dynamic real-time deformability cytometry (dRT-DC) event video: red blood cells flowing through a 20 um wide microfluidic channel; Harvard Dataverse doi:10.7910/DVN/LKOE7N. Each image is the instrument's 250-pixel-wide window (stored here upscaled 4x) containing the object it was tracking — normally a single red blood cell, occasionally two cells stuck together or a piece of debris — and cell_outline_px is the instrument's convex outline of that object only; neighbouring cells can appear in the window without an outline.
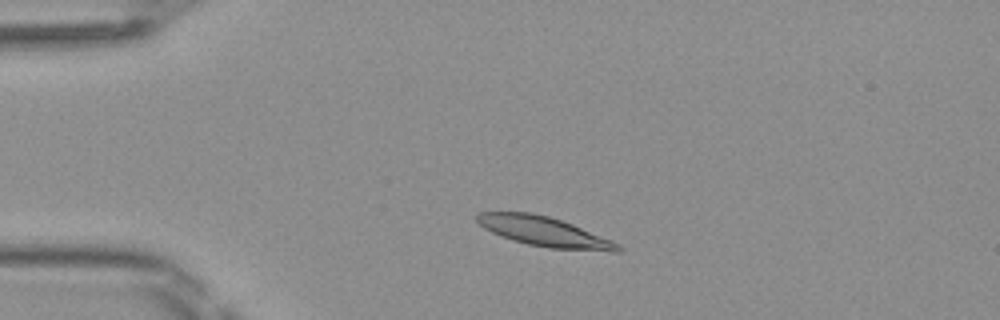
{"species": "Egyptian fruit bat (a non-hibernating species)", "species_latin": "Rousettus aegyptiacus", "temperature_condition": "room temperature", "stored_images_in_passage": 43, "camera_frame_rate_fps": 3000, "um_per_image_px": 0.085, "frame": {"image": 1, "passage_image": 5, "time_ms": 1.333, "image_size_px": [1000, 320], "cell_outline_px": [[624, 248], [620, 252], [612, 252], [548, 248], [528, 244], [512, 240], [492, 232], [484, 228], [476, 220], [476, 216], [480, 212], [532, 212], [548, 216], [572, 224], [612, 240], [620, 244]], "centroid_in_image_um": [46.32, 19.7], "position_along_channel_um": 38.7, "area_um2": 24.39}}
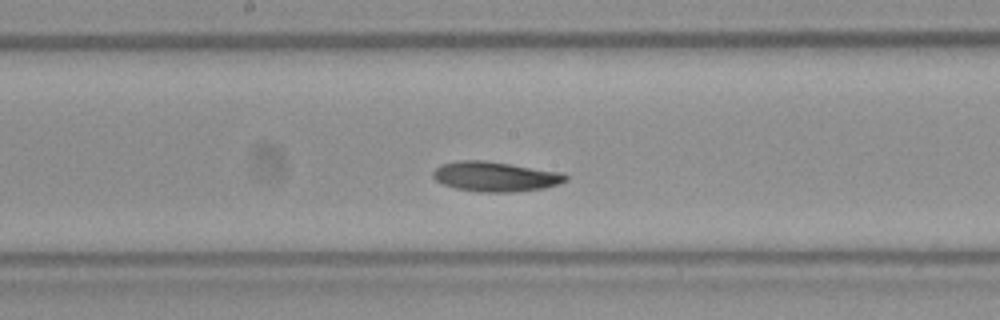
{"frame": {"image": 2, "passage_image": 20, "time_ms": 6.333, "image_size_px": [1000, 320], "cell_outline_px": [[568, 180], [560, 184], [544, 188], [512, 192], [480, 192], [456, 188], [444, 184], [436, 180], [432, 176], [432, 172], [440, 164], [456, 160], [484, 160], [512, 164], [564, 172], [568, 176]], "centroid_in_image_um": [42.13, 15.0], "position_along_channel_um": 206.1, "area_um2": 23.35}}
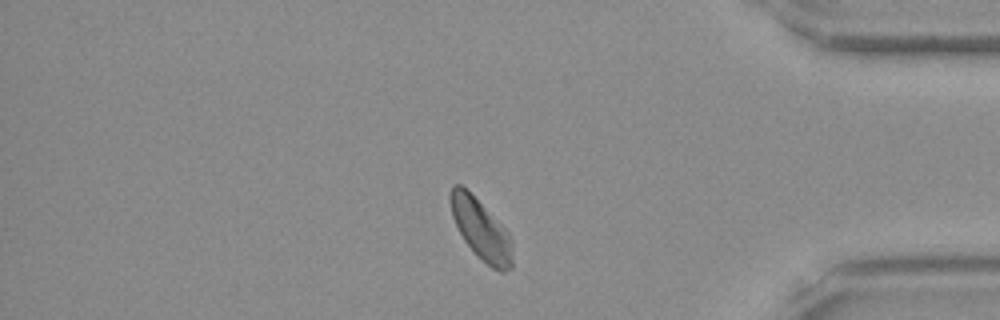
{"frame": {"image": 3, "passage_image": 36, "time_ms": 11.667, "image_size_px": [1000, 320], "cell_outline_px": [[512, 268], [504, 272], [500, 272], [492, 268], [464, 240], [452, 216], [452, 184], [460, 184], [508, 232], [512, 240]], "centroid_in_image_um": [40.93, 19.58], "position_along_channel_um": 394.3, "area_um2": 20.63}, "authors_computed_cell_mechanics": {"area_um2": 22.4264, "velocity_mm_per_s": 4.0461, "shape_relaxation_time_tau1_ms": 4.4251, "shape_relaxation_time_tau2_ms": 3.0883, "deformation_change_tau1": 0.1036, "deformation_change_tau2": 0.0634}}